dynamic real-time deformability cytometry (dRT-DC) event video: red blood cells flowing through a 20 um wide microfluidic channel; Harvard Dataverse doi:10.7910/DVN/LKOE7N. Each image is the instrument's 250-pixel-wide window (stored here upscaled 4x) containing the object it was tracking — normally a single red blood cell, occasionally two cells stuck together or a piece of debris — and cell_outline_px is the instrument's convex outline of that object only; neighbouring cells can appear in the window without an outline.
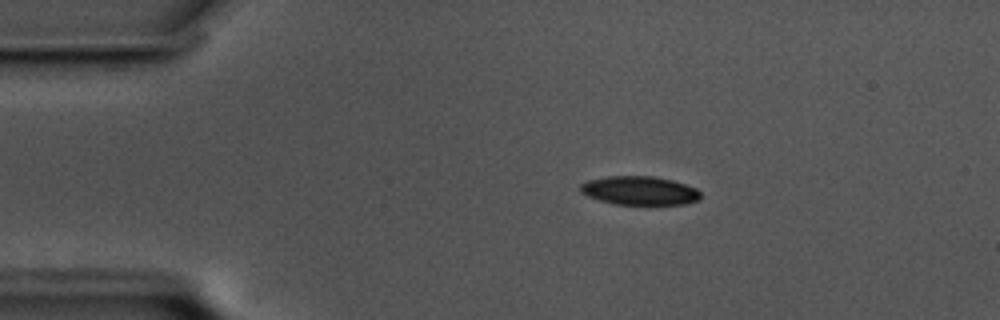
{"species": "common noctule bat (a hibernating species)", "species_latin": "Nyctalus noctula", "temperature_condition": "cold", "stored_images_in_passage": 2, "camera_frame_rate_fps": 3000, "um_per_image_px": 0.085, "animal": {"sex": "male", "body_mass_g": 17.5, "forearm_length_mm": 52.3}, "frame": {"image": 1, "passage_image": 2, "time_ms": 0.333, "image_size_px": [1000, 320], "cell_outline_px": [[696, 196], [688, 200], [616, 200], [592, 192], [588, 188], [592, 184], [616, 180], [652, 180], [672, 184], [696, 192]], "centroid_in_image_um": [54.53, 16.2], "position_along_channel_um": 30.5, "area_um2": 12.31}}